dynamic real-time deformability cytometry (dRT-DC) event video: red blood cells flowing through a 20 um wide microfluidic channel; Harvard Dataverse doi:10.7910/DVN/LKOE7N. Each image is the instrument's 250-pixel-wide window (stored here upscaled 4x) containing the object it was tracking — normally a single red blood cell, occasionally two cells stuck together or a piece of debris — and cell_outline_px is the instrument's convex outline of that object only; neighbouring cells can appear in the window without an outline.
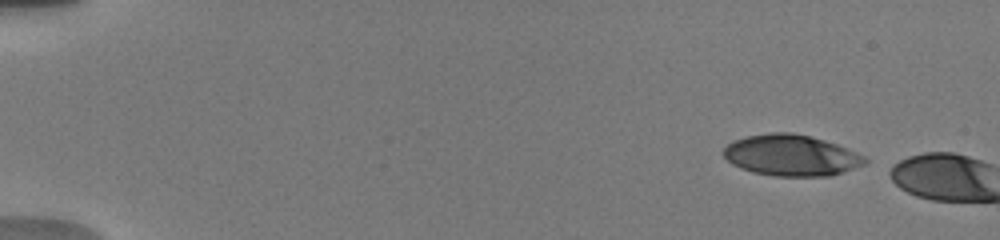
{"species": "human", "species_latin": "Homo sapiens", "temperature_condition": "warm", "stored_images_in_passage": 2, "camera_frame_rate_fps": 3000, "um_per_image_px": 0.085, "donor": {"sex": "male"}, "frame": {"image": 1, "passage_image": 1, "time_ms": 0.0, "image_size_px": [1000, 240], "cell_outline_px": [[868, 160], [864, 164], [832, 176], [776, 176], [752, 172], [740, 168], [732, 164], [720, 152], [732, 140], [748, 136], [772, 132], [792, 132], [824, 140], [848, 148], [864, 156]], "centroid_in_image_um": [67.23, 13.2], "position_along_channel_um": 17.8, "area_um2": 33.93}}